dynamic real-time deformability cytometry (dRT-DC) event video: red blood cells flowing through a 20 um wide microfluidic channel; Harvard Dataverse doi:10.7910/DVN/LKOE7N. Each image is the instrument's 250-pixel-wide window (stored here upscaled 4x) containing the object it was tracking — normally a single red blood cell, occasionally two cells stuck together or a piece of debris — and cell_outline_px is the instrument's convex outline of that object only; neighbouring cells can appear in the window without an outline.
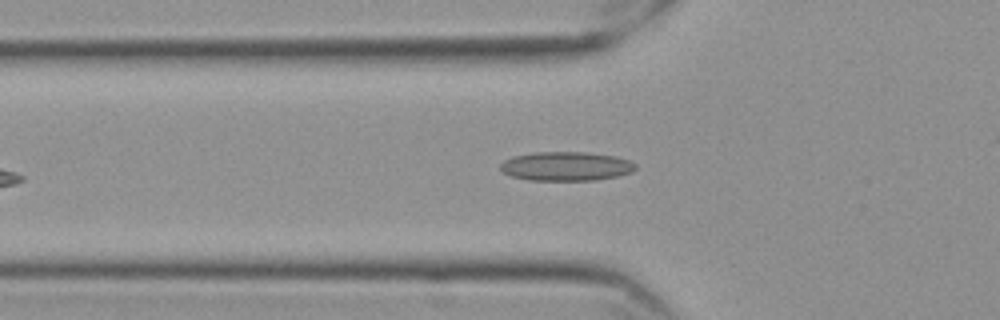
{"species": "Egyptian fruit bat (a non-hibernating species)", "species_latin": "Rousettus aegyptiacus", "temperature_condition": "cold", "stored_images_in_passage": 40, "camera_frame_rate_fps": 3000, "um_per_image_px": 0.085, "frame": {"image": 1, "passage_image": 6, "time_ms": 1.667, "image_size_px": [1000, 320], "cell_outline_px": [[636, 168], [632, 172], [616, 176], [596, 180], [528, 180], [512, 176], [504, 172], [500, 168], [500, 164], [504, 160], [512, 156], [536, 152], [588, 152], [616, 156], [628, 160], [636, 164]], "centroid_in_image_um": [48.12, 14.12], "position_along_channel_um": 77.7, "area_um2": 22.89}}
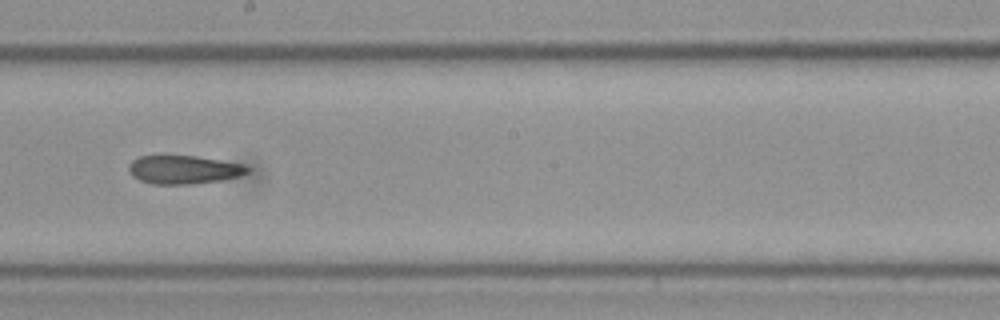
{"frame": {"image": 2, "passage_image": 19, "time_ms": 6.0, "image_size_px": [1000, 320], "cell_outline_px": [[248, 172], [240, 176], [220, 180], [188, 184], [152, 184], [140, 180], [132, 176], [128, 168], [128, 164], [132, 160], [140, 156], [196, 156], [244, 164], [248, 168]], "centroid_in_image_um": [15.59, 14.42], "position_along_channel_um": 232.6, "area_um2": 19.54}}
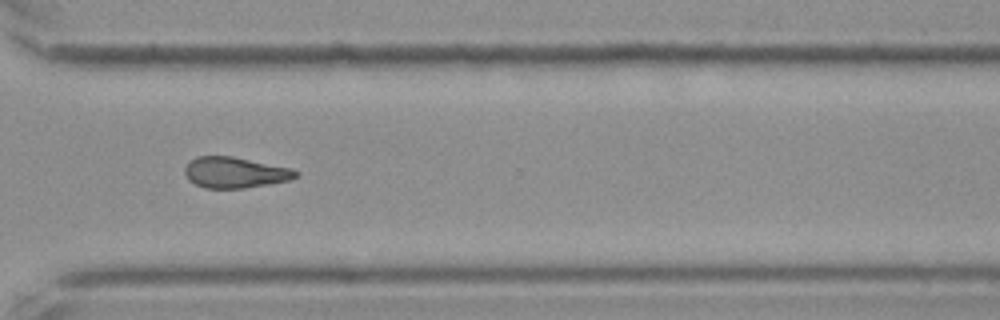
{"frame": {"image": 3, "passage_image": 29, "time_ms": 9.333, "image_size_px": [1000, 320], "cell_outline_px": [[300, 176], [288, 180], [268, 184], [244, 188], [204, 188], [188, 180], [184, 172], [184, 168], [196, 156], [232, 156], [292, 168], [300, 172]], "centroid_in_image_um": [19.99, 14.66], "position_along_channel_um": 350.6, "area_um2": 20.0}, "authors_computed_cell_mechanics": {"area_um2": 21.0392, "velocity_mm_per_s": 3.5434, "shape_relaxation_time_tau1_ms": null, "shape_relaxation_time_tau2_ms": 7.6239, "deformation_change_tau1": null, "deformation_change_tau2": 0.1512}}